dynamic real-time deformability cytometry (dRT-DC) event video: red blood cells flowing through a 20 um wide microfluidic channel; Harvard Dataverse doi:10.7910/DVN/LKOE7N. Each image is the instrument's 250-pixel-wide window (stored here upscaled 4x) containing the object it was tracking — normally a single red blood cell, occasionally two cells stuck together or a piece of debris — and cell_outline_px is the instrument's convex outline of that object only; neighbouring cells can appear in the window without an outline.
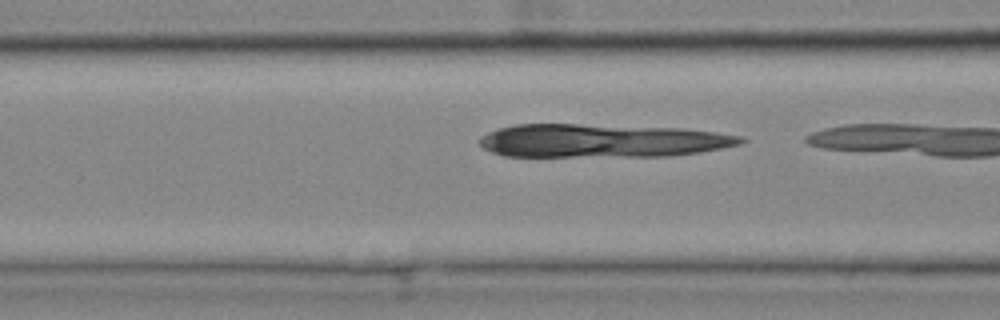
{"species": "common noctule bat (a hibernating species)", "species_latin": "Nyctalus noctula", "temperature_condition": "cold", "stored_images_in_passage": 4, "camera_frame_rate_fps": 3000, "um_per_image_px": 0.085, "animal": {"sex": "female", "body_mass_g": 25.1}, "frame": {"image": 1, "passage_image": 3, "time_ms": 0.667, "image_size_px": [1000, 320], "cell_outline_px": [[748, 140], [740, 144], [700, 152], [672, 156], [504, 156], [492, 152], [484, 148], [476, 140], [480, 136], [488, 132], [500, 128], [516, 124], [576, 124], [684, 128], [716, 132], [744, 136]], "centroid_in_image_um": [51.18, 11.95], "position_along_channel_um": 115.4, "area_um2": 51.04}}